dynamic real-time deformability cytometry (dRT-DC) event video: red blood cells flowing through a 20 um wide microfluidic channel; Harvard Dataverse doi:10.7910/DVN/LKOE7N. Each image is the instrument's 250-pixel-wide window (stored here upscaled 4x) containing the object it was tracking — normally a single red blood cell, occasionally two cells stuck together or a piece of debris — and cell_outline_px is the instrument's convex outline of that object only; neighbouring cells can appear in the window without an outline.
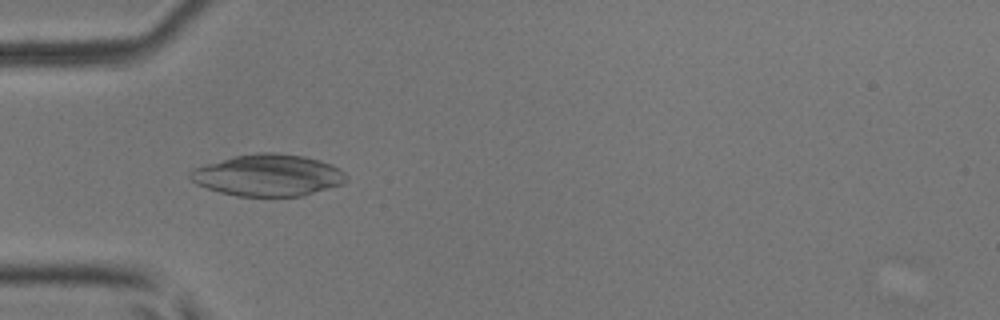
{"species": "common noctule bat (a hibernating species)", "species_latin": "Nyctalus noctula", "temperature_condition": "room temperature", "stored_images_in_passage": 8, "camera_frame_rate_fps": 3000, "um_per_image_px": 0.085, "animal": {"sex": "male", "body_mass_g": 17.9, "forearm_length_mm": 54.2}, "frame": {"image": 1, "passage_image": 5, "time_ms": 1.333, "image_size_px": [1000, 320], "cell_outline_px": [[348, 180], [344, 184], [304, 196], [236, 196], [220, 192], [196, 184], [188, 176], [188, 172], [192, 168], [232, 156], [256, 152], [272, 152], [304, 156], [320, 160], [332, 164], [340, 168], [348, 176]], "centroid_in_image_um": [22.81, 14.89], "position_along_channel_um": 62.2, "area_um2": 38.44}}
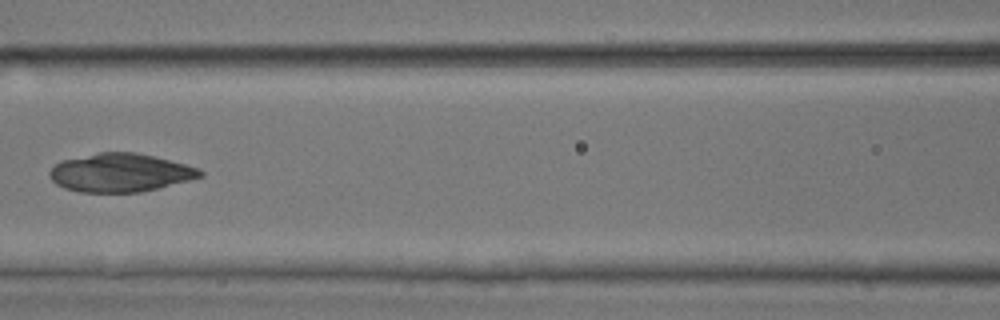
{"frame": {"image": 2, "passage_image": 7, "time_ms": 2.0, "image_size_px": [1000, 320], "cell_outline_px": [[204, 176], [140, 192], [80, 192], [64, 188], [56, 184], [48, 176], [48, 172], [60, 160], [100, 152], [136, 152], [200, 168], [204, 172]], "centroid_in_image_um": [10.19, 14.67], "position_along_channel_um": 156.4, "area_um2": 33.52}}
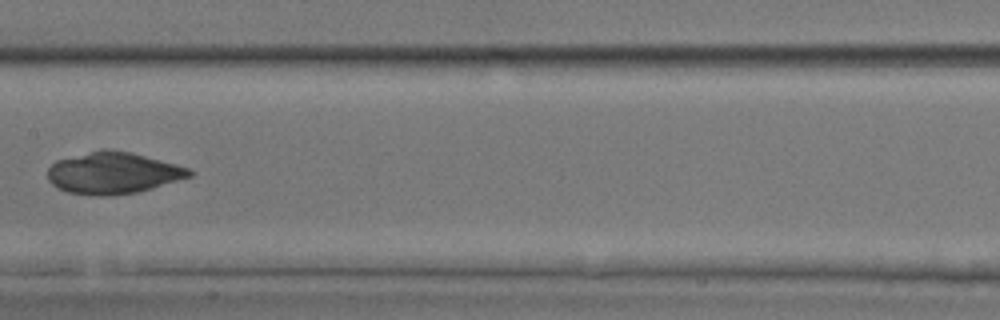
{"frame": {"image": 3, "passage_image": 8, "time_ms": 2.333, "image_size_px": [1000, 320], "cell_outline_px": [[192, 176], [152, 188], [136, 192], [112, 196], [96, 196], [68, 192], [52, 184], [48, 180], [48, 168], [56, 160], [104, 148], [108, 148], [132, 152], [176, 164], [188, 168], [192, 172]], "centroid_in_image_um": [9.6, 14.7], "position_along_channel_um": 197.8, "area_um2": 34.39}}